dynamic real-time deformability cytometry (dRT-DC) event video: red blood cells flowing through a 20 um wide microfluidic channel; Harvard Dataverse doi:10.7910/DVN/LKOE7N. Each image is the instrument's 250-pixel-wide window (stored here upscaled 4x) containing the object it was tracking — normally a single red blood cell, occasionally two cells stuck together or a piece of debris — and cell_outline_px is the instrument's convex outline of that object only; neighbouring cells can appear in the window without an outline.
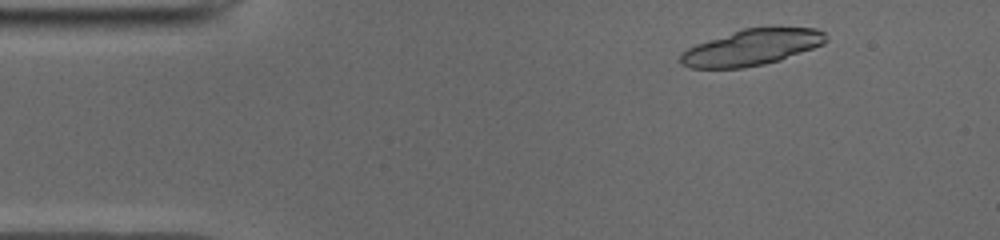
{"species": "common noctule bat (a hibernating species)", "species_latin": "Nyctalus noctula", "temperature_condition": "cold", "stored_images_in_passage": 48, "camera_frame_rate_fps": 3000, "um_per_image_px": 0.085, "animal": {"sex": "male", "body_mass_g": 19.0, "forearm_length_mm": 50.8}, "frame": {"image": 1, "passage_image": 4, "time_ms": 1.0, "image_size_px": [1000, 240], "cell_outline_px": [[828, 40], [824, 44], [780, 60], [764, 64], [740, 68], [692, 68], [680, 64], [680, 52], [696, 44], [744, 28], [816, 28], [824, 32]], "centroid_in_image_um": [63.89, 4.04], "position_along_channel_um": 21.1, "area_um2": 30.29}}